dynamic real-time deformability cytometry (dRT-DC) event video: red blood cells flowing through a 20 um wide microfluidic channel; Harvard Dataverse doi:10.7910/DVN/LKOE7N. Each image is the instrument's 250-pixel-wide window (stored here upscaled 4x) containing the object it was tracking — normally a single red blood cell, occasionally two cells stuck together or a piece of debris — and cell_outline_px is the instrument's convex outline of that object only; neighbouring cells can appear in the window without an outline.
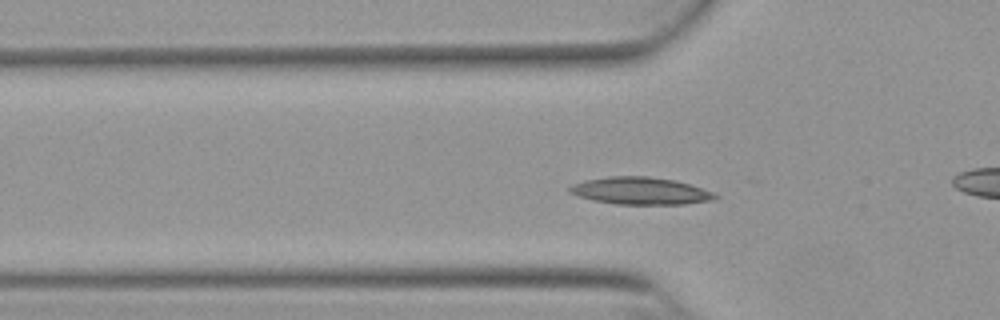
{"species": "Egyptian fruit bat (a non-hibernating species)", "species_latin": "Rousettus aegyptiacus", "temperature_condition": "warm", "stored_images_in_passage": 42, "camera_frame_rate_fps": 3000, "um_per_image_px": 0.085, "animal": {"sex": "female"}, "frame": {"image": 1, "passage_image": 13, "time_ms": 4.0, "image_size_px": [1000, 320], "cell_outline_px": [[720, 196], [716, 200], [684, 204], [616, 204], [592, 200], [568, 192], [568, 188], [572, 184], [584, 180], [608, 176], [648, 176], [676, 180], [712, 192]], "centroid_in_image_um": [54.43, 16.22], "position_along_channel_um": 71.4, "area_um2": 23.18}}
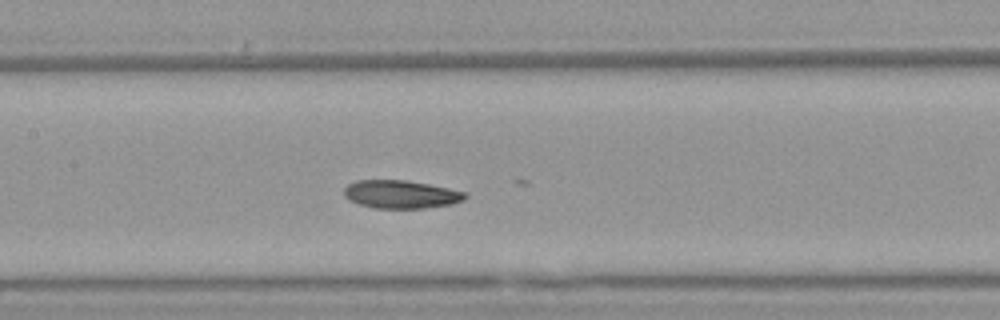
{"frame": {"image": 2, "passage_image": 21, "time_ms": 6.667, "image_size_px": [1000, 320], "cell_outline_px": [[468, 196], [464, 200], [452, 204], [424, 208], [372, 208], [356, 204], [348, 200], [344, 196], [344, 188], [348, 184], [356, 180], [404, 180], [428, 184], [468, 192]], "centroid_in_image_um": [34.06, 16.52], "position_along_channel_um": 173.3, "area_um2": 20.06}}
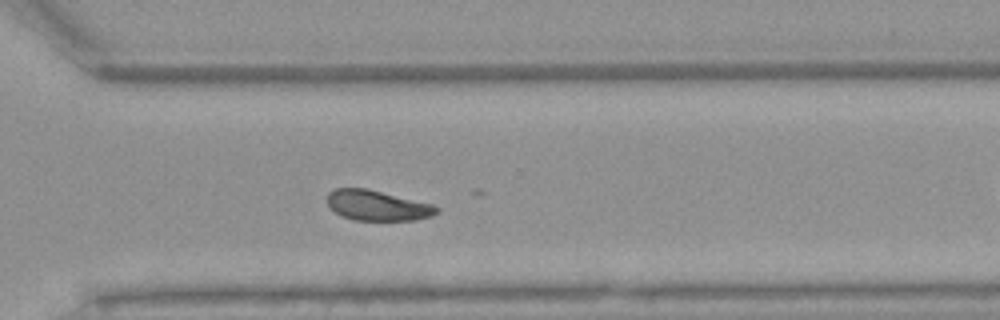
{"frame": {"image": 3, "passage_image": 34, "time_ms": 11.0, "image_size_px": [1000, 320], "cell_outline_px": [[440, 208], [432, 216], [412, 220], [352, 220], [340, 216], [328, 204], [328, 192], [332, 188], [368, 188], [432, 204]], "centroid_in_image_um": [32.05, 17.46], "position_along_channel_um": 338.6, "area_um2": 19.31}}